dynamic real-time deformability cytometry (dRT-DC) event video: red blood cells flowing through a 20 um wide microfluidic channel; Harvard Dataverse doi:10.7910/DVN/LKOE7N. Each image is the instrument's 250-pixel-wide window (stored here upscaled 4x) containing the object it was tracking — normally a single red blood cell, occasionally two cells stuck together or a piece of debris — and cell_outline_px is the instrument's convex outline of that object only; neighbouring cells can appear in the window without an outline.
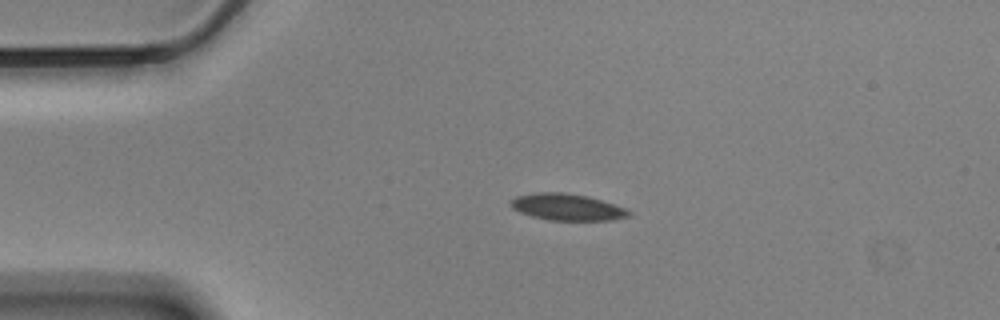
{"species": "Egyptian fruit bat (a non-hibernating species)", "species_latin": "Rousettus aegyptiacus", "temperature_condition": "cold", "stored_images_in_passage": 46, "camera_frame_rate_fps": 3000, "um_per_image_px": 0.085, "animal": {"sex": "male"}, "frame": {"image": 1, "passage_image": 1, "time_ms": 0.0, "image_size_px": [1000, 320], "cell_outline_px": [[632, 212], [628, 216], [612, 220], [548, 220], [532, 216], [520, 212], [512, 208], [512, 200], [516, 196], [532, 192], [560, 192], [588, 196], [628, 208]], "centroid_in_image_um": [48.23, 17.59], "position_along_channel_um": 36.8, "area_um2": 18.32}}
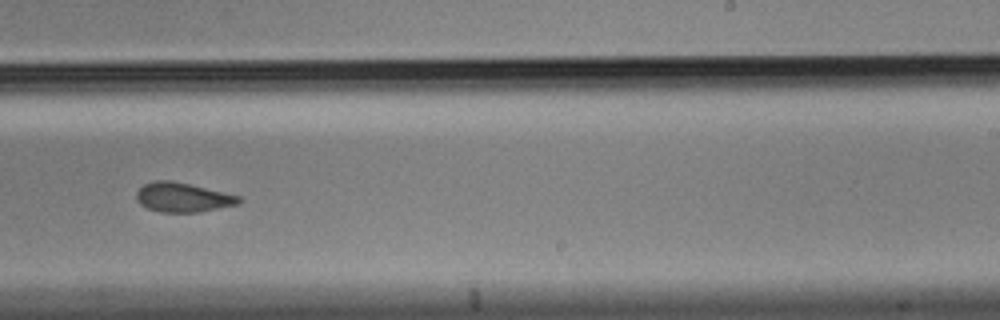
{"frame": {"image": 2, "passage_image": 24, "time_ms": 7.667, "image_size_px": [1000, 320], "cell_outline_px": [[244, 200], [236, 204], [200, 212], [160, 212], [148, 208], [140, 204], [136, 200], [136, 192], [144, 184], [156, 180], [172, 180], [240, 196]], "centroid_in_image_um": [15.51, 16.77], "position_along_channel_um": 273.5, "area_um2": 17.46}}
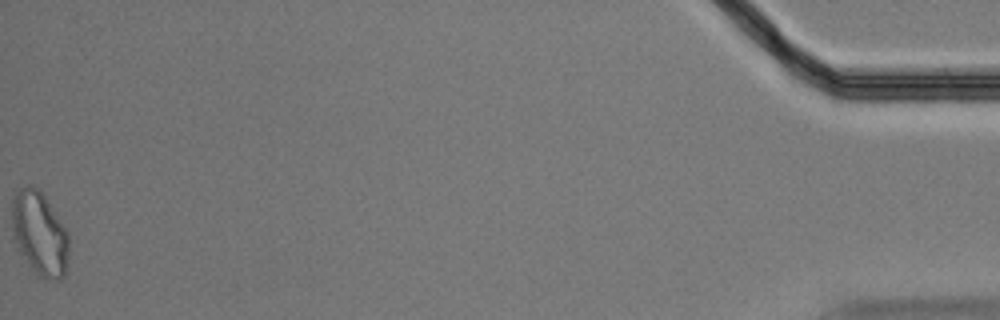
{"frame": {"image": 3, "passage_image": 46, "time_ms": 15.0, "image_size_px": [1000, 320], "cell_outline_px": [[68, 260], [64, 276], [56, 280], [48, 280], [40, 276], [36, 272], [20, 252], [12, 236], [12, 200], [16, 192], [20, 188], [28, 184], [32, 184], [44, 196], [68, 232]], "centroid_in_image_um": [3.36, 19.84], "position_along_channel_um": 431.8, "area_um2": 27.57}, "authors_computed_cell_mechanics": {"area_um2": 18.5538, "velocity_mm_per_s": 3.5058, "shape_relaxation_time_tau1_ms": null, "shape_relaxation_time_tau2_ms": 5.2522, "deformation_change_tau1": null, "deformation_change_tau2": 0.1127}}